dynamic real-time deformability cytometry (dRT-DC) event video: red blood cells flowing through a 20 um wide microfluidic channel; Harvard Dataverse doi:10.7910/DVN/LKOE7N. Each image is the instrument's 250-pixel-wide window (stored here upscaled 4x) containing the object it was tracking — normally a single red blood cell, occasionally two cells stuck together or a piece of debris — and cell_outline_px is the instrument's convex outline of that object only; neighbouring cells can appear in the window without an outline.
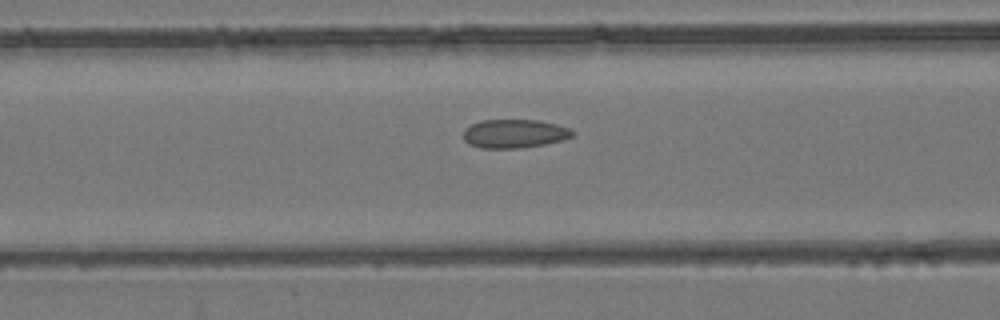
{"species": "common noctule bat (a hibernating species)", "species_latin": "Nyctalus noctula", "temperature_condition": "room temperature", "stored_images_in_passage": 55, "camera_frame_rate_fps": 3000, "um_per_image_px": 0.085, "animal": {"sex": "female", "body_mass_g": 24.6, "forearm_length_mm": 56.2}, "frame": {"image": 1, "passage_image": 23, "time_ms": 7.333, "image_size_px": [1000, 320], "cell_outline_px": [[576, 136], [564, 140], [544, 144], [520, 148], [480, 148], [468, 144], [464, 140], [464, 128], [480, 120], [536, 120], [556, 124], [572, 128], [576, 132]], "centroid_in_image_um": [43.77, 11.36], "position_along_channel_um": 122.8, "area_um2": 18.5}}
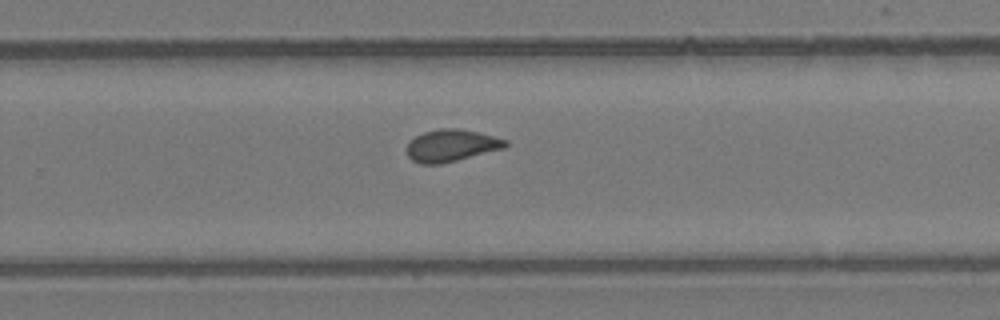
{"frame": {"image": 2, "passage_image": 36, "time_ms": 11.667, "image_size_px": [1000, 320], "cell_outline_px": [[508, 144], [504, 148], [440, 164], [420, 164], [412, 160], [408, 156], [408, 140], [424, 132], [440, 128], [456, 128], [476, 132], [508, 140]], "centroid_in_image_um": [38.34, 12.37], "position_along_channel_um": 291.5, "area_um2": 18.21}}
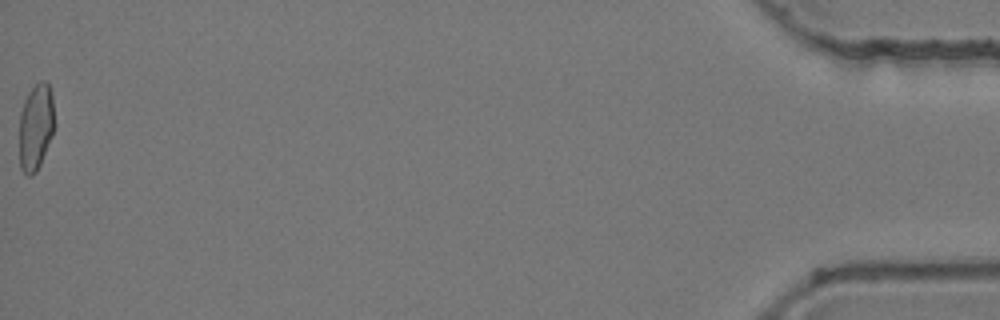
{"frame": {"image": 3, "passage_image": 55, "time_ms": 18.0, "image_size_px": [1000, 320], "cell_outline_px": [[56, 124], [52, 136], [40, 164], [36, 172], [32, 176], [28, 176], [20, 168], [20, 112], [24, 100], [28, 92], [40, 80], [44, 80], [48, 84], [52, 92]], "centroid_in_image_um": [3.07, 10.76], "position_along_channel_um": 432.1, "area_um2": 18.03}, "authors_computed_cell_mechanics": {"area_um2": 18.3226, "velocity_mm_per_s": 3.8967, "shape_relaxation_time_tau1_ms": null, "shape_relaxation_time_tau2_ms": 1.3521, "deformation_change_tau1": null, "deformation_change_tau2": 0.0502}}